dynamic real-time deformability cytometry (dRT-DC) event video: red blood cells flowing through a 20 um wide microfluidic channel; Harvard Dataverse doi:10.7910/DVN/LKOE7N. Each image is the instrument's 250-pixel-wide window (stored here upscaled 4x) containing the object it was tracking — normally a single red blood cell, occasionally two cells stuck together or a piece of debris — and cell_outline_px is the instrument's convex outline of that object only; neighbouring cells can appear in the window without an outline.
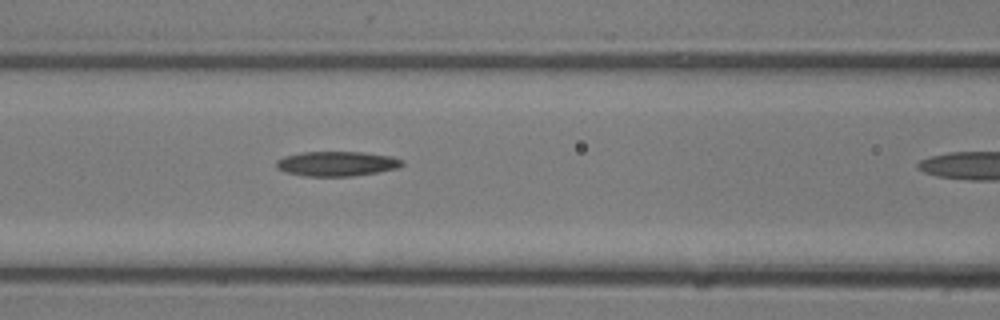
{"species": "common noctule bat (a hibernating species)", "species_latin": "Nyctalus noctula", "temperature_condition": "room temperature", "stored_images_in_passage": 8, "segment_of_instrument_passage": [1, 2], "camera_frame_rate_fps": 3000, "um_per_image_px": 0.085, "animal": {"sex": "male", "body_mass_g": 13.3}, "frame": {"image": 1, "passage_image": 7, "time_ms": 2.0, "image_size_px": [1000, 320], "cell_outline_px": [[404, 164], [400, 168], [352, 176], [304, 176], [284, 172], [276, 168], [276, 160], [284, 156], [300, 152], [364, 152], [392, 156], [404, 160]], "centroid_in_image_um": [28.63, 13.91], "position_along_channel_um": 138.0, "area_um2": 18.38}}